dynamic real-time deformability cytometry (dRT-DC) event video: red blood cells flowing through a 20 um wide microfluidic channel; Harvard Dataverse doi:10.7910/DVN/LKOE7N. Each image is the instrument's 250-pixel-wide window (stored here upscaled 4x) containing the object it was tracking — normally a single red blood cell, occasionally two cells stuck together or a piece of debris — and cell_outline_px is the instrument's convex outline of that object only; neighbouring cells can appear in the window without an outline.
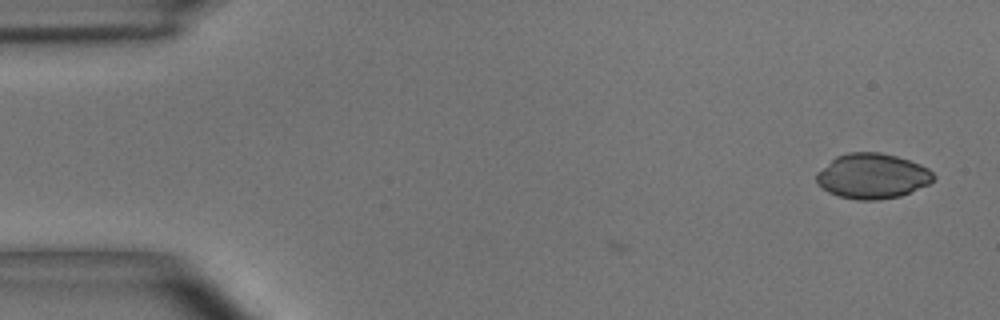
{"species": "common noctule bat (a hibernating species)", "species_latin": "Nyctalus noctula", "temperature_condition": "room temperature", "stored_images_in_passage": 7, "camera_frame_rate_fps": 3000, "um_per_image_px": 0.085, "animal": {"sex": "male", "body_mass_g": 15.6}, "frame": {"image": 1, "passage_image": 1, "time_ms": 0.0, "image_size_px": [1000, 320], "cell_outline_px": [[936, 176], [928, 184], [900, 196], [876, 200], [856, 200], [840, 196], [828, 192], [816, 184], [816, 172], [836, 156], [848, 152], [880, 152], [896, 156], [920, 164], [928, 168]], "centroid_in_image_um": [74.12, 14.96], "position_along_channel_um": 10.9, "area_um2": 30.81}}